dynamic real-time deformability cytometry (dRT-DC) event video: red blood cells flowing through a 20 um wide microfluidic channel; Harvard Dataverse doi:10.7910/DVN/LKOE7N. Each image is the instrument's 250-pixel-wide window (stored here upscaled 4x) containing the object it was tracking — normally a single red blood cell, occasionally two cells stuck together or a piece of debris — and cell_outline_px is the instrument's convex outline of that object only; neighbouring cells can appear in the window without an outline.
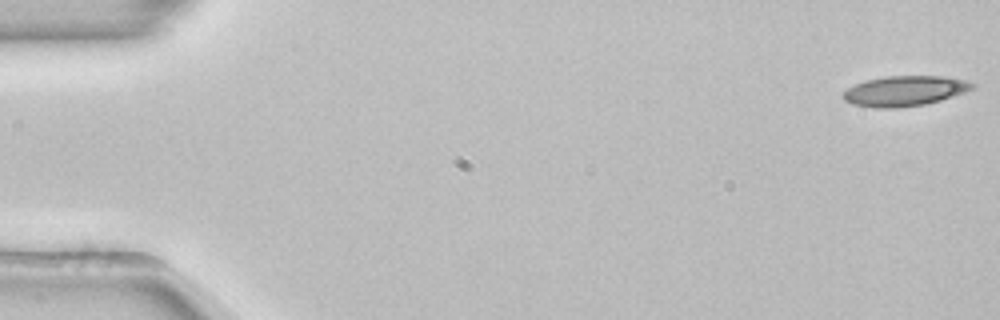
{"species": "common noctule bat (a hibernating species)", "species_latin": "Nyctalus noctula", "temperature_condition": "room temperature", "stored_images_in_passage": 53, "camera_frame_rate_fps": 3000, "um_per_image_px": 0.085, "animal": {"sex": "female", "body_mass_g": 22.7, "forearm_length_mm": 54.2}, "frame": {"image": 1, "passage_image": 1, "time_ms": 0.0, "image_size_px": [1000, 320], "cell_outline_px": [[976, 84], [972, 88], [964, 92], [940, 100], [924, 104], [896, 108], [876, 108], [852, 104], [844, 100], [844, 92], [848, 88], [864, 80], [884, 76], [940, 76], [964, 80]], "centroid_in_image_um": [76.86, 7.73], "position_along_channel_um": 8.1, "area_um2": 22.48}}
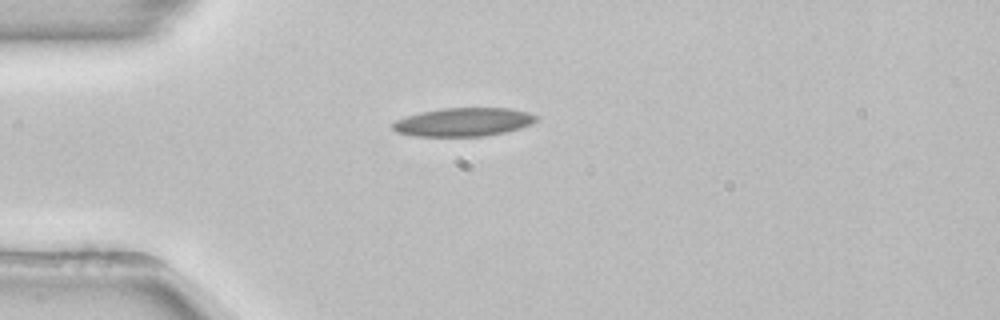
{"frame": {"image": 2, "passage_image": 14, "time_ms": 4.333, "image_size_px": [1000, 320], "cell_outline_px": [[540, 116], [532, 124], [520, 128], [504, 132], [484, 136], [416, 136], [396, 132], [392, 128], [392, 124], [396, 120], [420, 112], [444, 108], [508, 108], [528, 112]], "centroid_in_image_um": [39.42, 10.37], "position_along_channel_um": 45.6, "area_um2": 23.76}}
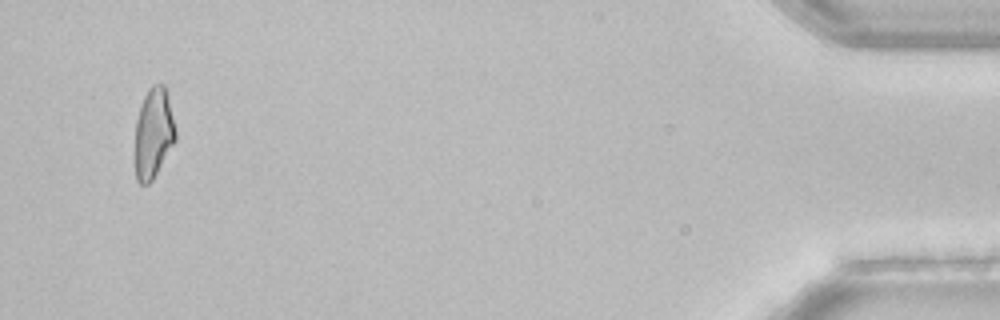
{"frame": {"image": 3, "passage_image": 51, "time_ms": 16.667, "image_size_px": [1000, 320], "cell_outline_px": [[176, 140], [152, 180], [148, 184], [140, 184], [136, 180], [136, 120], [140, 104], [148, 88], [152, 84], [164, 84], [176, 132]], "centroid_in_image_um": [13.04, 11.31], "position_along_channel_um": 422.2, "area_um2": 20.98}, "authors_computed_cell_mechanics": {"area_um2": 22.4842, "velocity_mm_per_s": 3.8953, "shape_relaxation_time_tau1_ms": null, "shape_relaxation_time_tau2_ms": 5.3797, "deformation_change_tau1": null, "deformation_change_tau2": 0.1526}}